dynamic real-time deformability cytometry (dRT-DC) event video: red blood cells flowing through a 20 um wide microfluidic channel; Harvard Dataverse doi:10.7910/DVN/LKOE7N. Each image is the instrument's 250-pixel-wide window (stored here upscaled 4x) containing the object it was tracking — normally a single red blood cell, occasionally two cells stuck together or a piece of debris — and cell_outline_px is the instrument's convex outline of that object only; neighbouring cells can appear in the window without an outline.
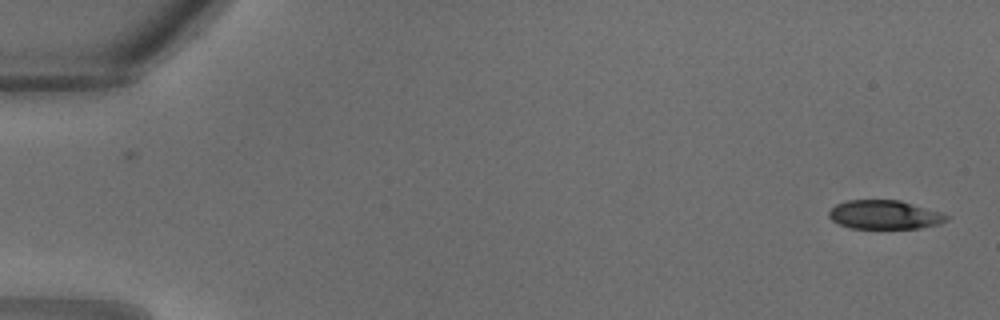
{"species": "common noctule bat (a hibernating species)", "species_latin": "Nyctalus noctula", "temperature_condition": "warm", "stored_images_in_passage": 20, "camera_frame_rate_fps": 3000, "um_per_image_px": 0.085, "animal": {"sex": "male", "body_mass_g": 18.8}, "frame": {"image": 1, "passage_image": 1, "time_ms": 0.0, "image_size_px": [1000, 320], "cell_outline_px": [[948, 220], [940, 224], [920, 228], [848, 228], [832, 220], [828, 216], [828, 212], [836, 204], [848, 200], [900, 200], [940, 212], [948, 216]], "centroid_in_image_um": [75.18, 18.25], "position_along_channel_um": 9.8, "area_um2": 19.71}}
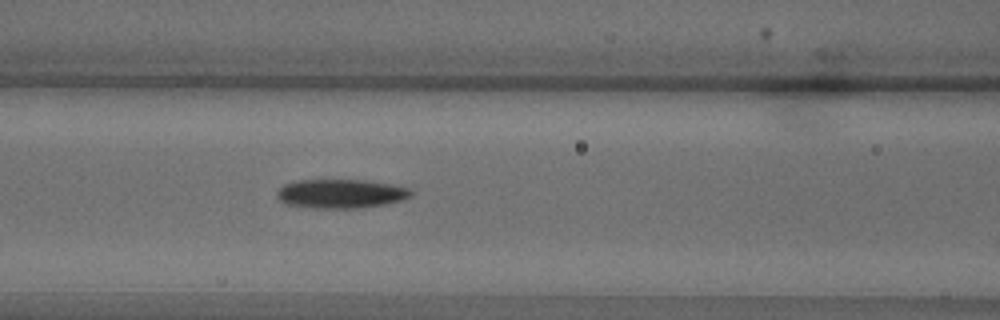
{"frame": {"image": 2, "passage_image": 14, "time_ms": 4.333, "image_size_px": [1000, 320], "cell_outline_px": [[412, 196], [404, 200], [388, 204], [360, 208], [312, 208], [284, 204], [276, 196], [276, 192], [284, 184], [296, 180], [364, 180], [392, 184], [408, 188], [412, 192]], "centroid_in_image_um": [28.97, 16.47], "position_along_channel_um": 137.6, "area_um2": 22.95}}
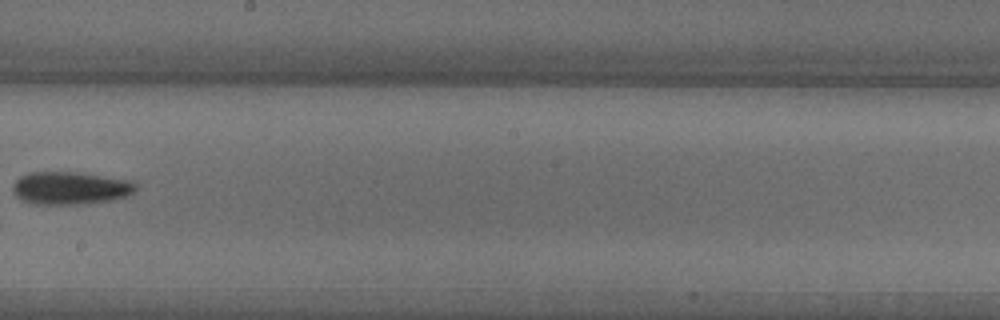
{"frame": {"image": 3, "passage_image": 19, "time_ms": 6.0, "image_size_px": [1000, 320], "cell_outline_px": [[136, 192], [128, 196], [112, 200], [80, 204], [32, 204], [20, 200], [12, 192], [12, 184], [20, 176], [28, 172], [80, 172], [136, 180]], "centroid_in_image_um": [6.01, 15.98], "position_along_channel_um": 242.2, "area_um2": 24.1}}